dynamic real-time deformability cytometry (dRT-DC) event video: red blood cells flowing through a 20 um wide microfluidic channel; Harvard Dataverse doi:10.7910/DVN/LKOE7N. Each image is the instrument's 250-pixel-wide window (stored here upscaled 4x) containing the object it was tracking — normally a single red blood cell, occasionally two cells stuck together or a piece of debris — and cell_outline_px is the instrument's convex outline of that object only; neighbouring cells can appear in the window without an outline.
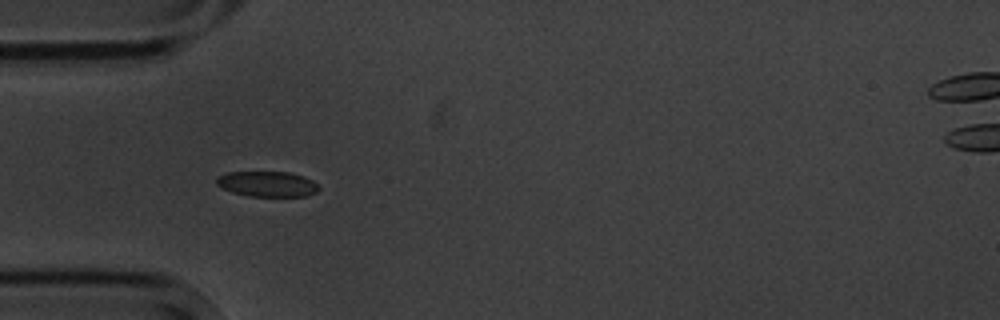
{"species": "common noctule bat (a hibernating species)", "species_latin": "Nyctalus noctula", "temperature_condition": "cold", "stored_images_in_passage": 8, "segment_of_instrument_passage": [2, 2], "camera_frame_rate_fps": 3000, "um_per_image_px": 0.085, "animal": {"sex": "male", "body_mass_g": 20.1, "forearm_length_mm": 53.5}, "frame": {"image": 1, "passage_image": 6, "time_ms": 5.667, "image_size_px": [1000, 320], "cell_outline_px": [[320, 188], [316, 192], [308, 196], [248, 196], [232, 192], [220, 188], [216, 184], [216, 180], [220, 176], [228, 172], [288, 172], [304, 176], [312, 180]], "centroid_in_image_um": [22.72, 15.64], "position_along_channel_um": 62.3, "area_um2": 15.14}}
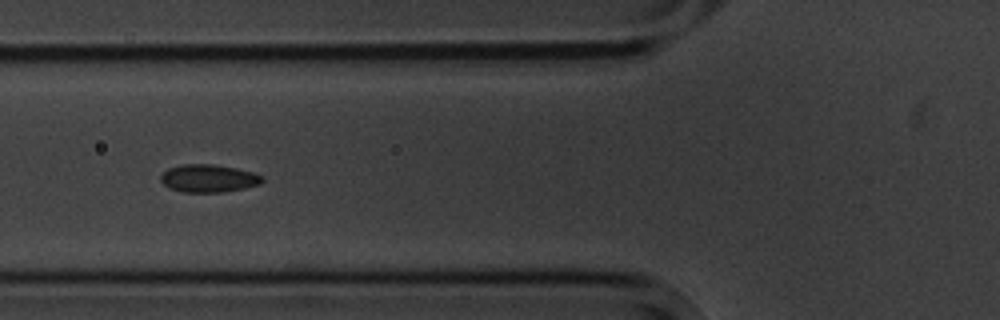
{"frame": {"image": 2, "passage_image": 7, "time_ms": 7.0, "image_size_px": [1000, 320], "cell_outline_px": [[264, 180], [260, 184], [244, 188], [224, 192], [184, 192], [168, 188], [160, 180], [160, 176], [168, 168], [180, 164], [212, 164], [236, 168], [252, 172], [264, 176]], "centroid_in_image_um": [17.72, 15.16], "position_along_channel_um": 108.1, "area_um2": 16.53}}
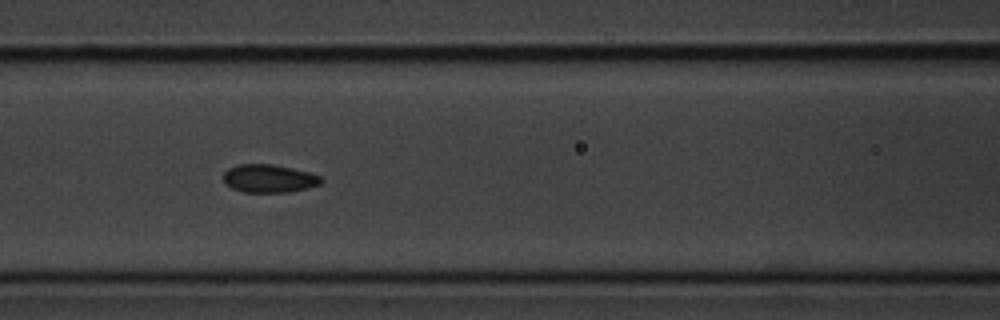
{"frame": {"image": 3, "passage_image": 8, "time_ms": 8.0, "image_size_px": [1000, 320], "cell_outline_px": [[324, 180], [320, 184], [308, 188], [288, 192], [244, 192], [232, 188], [224, 184], [224, 172], [228, 168], [236, 164], [272, 164], [292, 168], [308, 172], [320, 176]], "centroid_in_image_um": [22.85, 15.17], "position_along_channel_um": 143.8, "area_um2": 16.07}}